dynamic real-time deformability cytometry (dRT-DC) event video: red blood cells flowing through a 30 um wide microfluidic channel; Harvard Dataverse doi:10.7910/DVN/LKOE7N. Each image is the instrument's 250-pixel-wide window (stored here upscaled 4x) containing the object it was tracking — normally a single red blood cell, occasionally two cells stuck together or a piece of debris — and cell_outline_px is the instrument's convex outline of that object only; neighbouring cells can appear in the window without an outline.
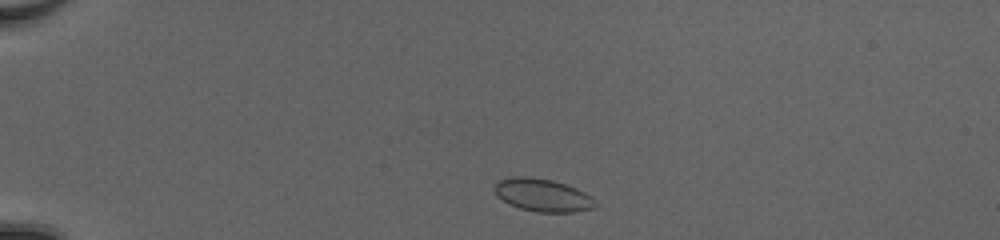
{"species": "common noctule bat (a hibernating species)", "species_latin": "Nyctalus noctula", "temperature_condition": "cold", "stored_images_in_passage": 40, "camera_frame_rate_fps": 3000, "um_per_image_px": 0.085, "animal": {"sex": "female", "body_mass_g": 20.0, "forearm_length_mm": 54.0}, "frame": {"image": 1, "passage_image": 2, "time_ms": 0.333, "image_size_px": [1000, 240], "cell_outline_px": [[596, 204], [592, 208], [576, 212], [536, 212], [520, 208], [508, 204], [496, 196], [496, 180], [512, 176], [532, 176], [552, 180], [576, 188], [592, 196]], "centroid_in_image_um": [46.1, 16.58], "position_along_channel_um": 38.9, "area_um2": 19.36}}
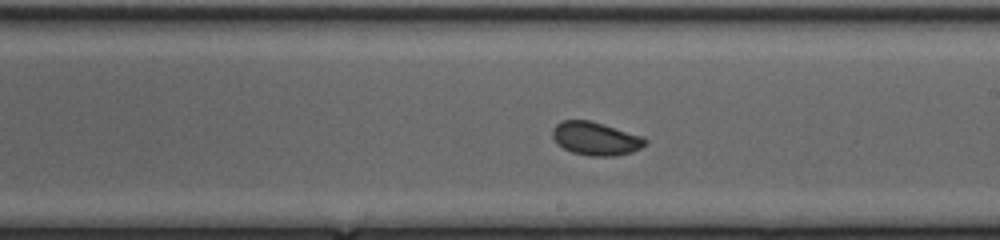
{"frame": {"image": 2, "passage_image": 21, "time_ms": 6.667, "image_size_px": [1000, 240], "cell_outline_px": [[648, 140], [640, 148], [632, 152], [616, 156], [588, 156], [572, 152], [556, 144], [552, 136], [552, 128], [556, 124], [564, 120], [588, 120], [604, 124], [644, 136]], "centroid_in_image_um": [50.62, 11.78], "position_along_channel_um": 238.4, "area_um2": 18.15}}
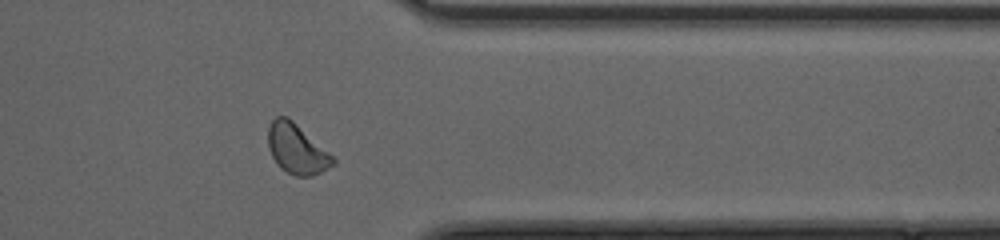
{"frame": {"image": 3, "passage_image": 32, "time_ms": 10.333, "image_size_px": [1000, 240], "cell_outline_px": [[336, 164], [312, 176], [296, 176], [280, 168], [272, 156], [268, 148], [268, 128], [272, 120], [276, 116], [288, 116], [328, 152], [336, 160]], "centroid_in_image_um": [25.21, 12.66], "position_along_channel_um": 386.2, "area_um2": 18.67}, "authors_computed_cell_mechanics": {"area_um2": 18.2648, "velocity_mm_per_s": 4.1487, "shape_relaxation_time_tau1_ms": 3.0248, "shape_relaxation_time_tau2_ms": 0.6609, "deformation_change_tau1": 0.048, "deformation_change_tau2": 0.0397}}